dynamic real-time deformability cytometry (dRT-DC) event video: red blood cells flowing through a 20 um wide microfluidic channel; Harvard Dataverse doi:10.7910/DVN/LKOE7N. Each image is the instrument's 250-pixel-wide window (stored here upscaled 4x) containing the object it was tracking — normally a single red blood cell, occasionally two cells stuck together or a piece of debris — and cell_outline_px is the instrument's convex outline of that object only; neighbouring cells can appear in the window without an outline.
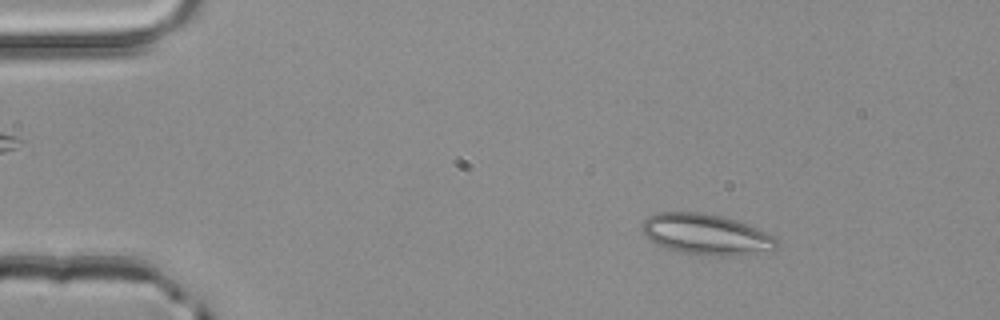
{"species": "common noctule bat (a hibernating species)", "species_latin": "Nyctalus noctula", "temperature_condition": "room temperature", "stored_images_in_passage": 24, "camera_frame_rate_fps": 3000, "um_per_image_px": 0.085, "animal": {"sex": "male", "body_mass_g": 20.4}, "frame": {"image": 1, "passage_image": 5, "time_ms": 1.333, "image_size_px": [1000, 320], "cell_outline_px": [[776, 248], [728, 256], [716, 256], [680, 252], [668, 248], [644, 236], [640, 224], [648, 216], [656, 212], [704, 212], [724, 216], [736, 220], [776, 236]], "centroid_in_image_um": [59.96, 19.89], "position_along_channel_um": 25.0, "area_um2": 31.62}}